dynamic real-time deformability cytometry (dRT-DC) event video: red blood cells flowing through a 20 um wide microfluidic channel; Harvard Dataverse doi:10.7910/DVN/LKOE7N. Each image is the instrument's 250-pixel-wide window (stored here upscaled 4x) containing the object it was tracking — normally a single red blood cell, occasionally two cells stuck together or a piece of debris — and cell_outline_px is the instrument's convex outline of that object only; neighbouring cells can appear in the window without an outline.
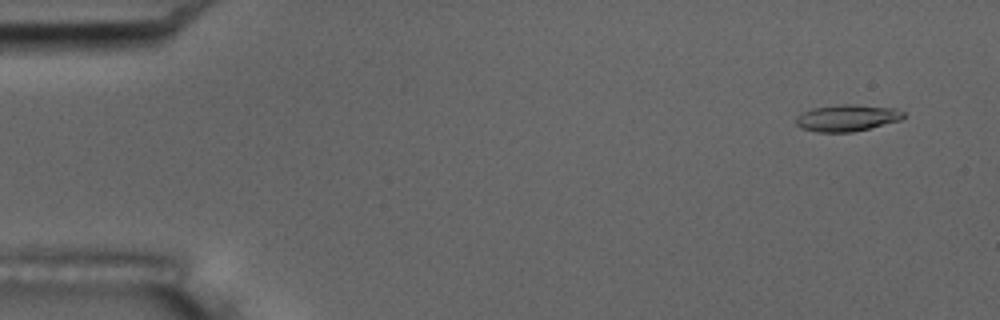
{"species": "common noctule bat (a hibernating species)", "species_latin": "Nyctalus noctula", "temperature_condition": "room temperature", "stored_images_in_passage": 6, "camera_frame_rate_fps": 3000, "um_per_image_px": 0.085, "animal": {"sex": "male", "body_mass_g": 17.5, "forearm_length_mm": 52.3}, "frame": {"image": 1, "passage_image": 1, "time_ms": 0.0, "image_size_px": [1000, 320], "cell_outline_px": [[904, 116], [900, 120], [852, 132], [816, 132], [800, 128], [796, 124], [796, 116], [812, 108], [840, 104], [852, 104], [896, 108], [904, 112]], "centroid_in_image_um": [71.97, 10.02], "position_along_channel_um": 13.0, "area_um2": 16.65}}